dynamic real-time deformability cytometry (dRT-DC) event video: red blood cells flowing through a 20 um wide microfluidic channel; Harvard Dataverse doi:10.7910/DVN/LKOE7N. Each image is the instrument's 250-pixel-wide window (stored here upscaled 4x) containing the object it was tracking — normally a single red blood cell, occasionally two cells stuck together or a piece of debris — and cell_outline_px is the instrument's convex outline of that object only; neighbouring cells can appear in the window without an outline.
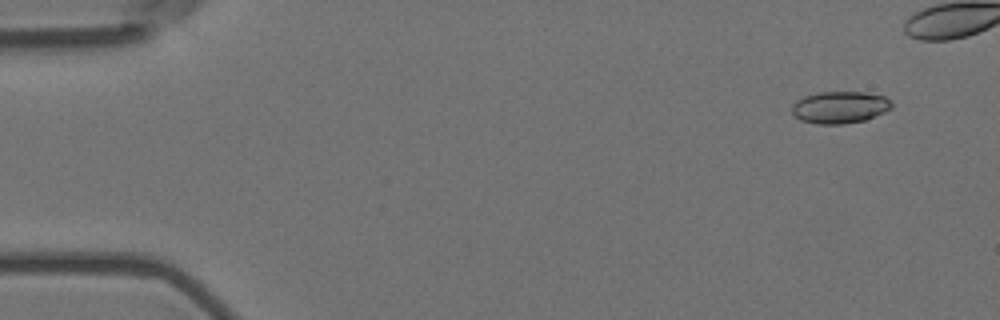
{"species": "Egyptian fruit bat (a non-hibernating species)", "species_latin": "Rousettus aegyptiacus", "temperature_condition": "room temperature", "stored_images_in_passage": 16, "camera_frame_rate_fps": 3000, "um_per_image_px": 0.085, "animal": {"sex": "female"}, "frame": {"image": 1, "passage_image": 1, "time_ms": 0.0, "image_size_px": [1000, 320], "cell_outline_px": [[892, 108], [884, 112], [864, 120], [844, 124], [816, 124], [800, 120], [792, 112], [792, 104], [796, 100], [804, 96], [820, 92], [864, 92], [884, 96], [892, 104]], "centroid_in_image_um": [71.36, 9.12], "position_along_channel_um": 13.6, "area_um2": 18.55}}
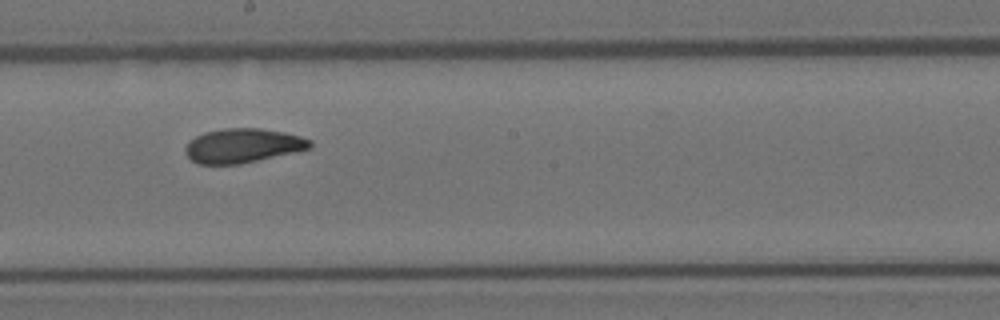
{"frame": {"image": 2, "passage_image": 10, "time_ms": 3.0, "image_size_px": [1000, 320], "cell_outline_px": [[312, 148], [240, 164], [196, 164], [184, 152], [184, 148], [196, 136], [204, 132], [224, 128], [260, 128], [284, 132], [300, 136], [312, 140]], "centroid_in_image_um": [20.64, 12.38], "position_along_channel_um": 227.6, "area_um2": 24.85}}
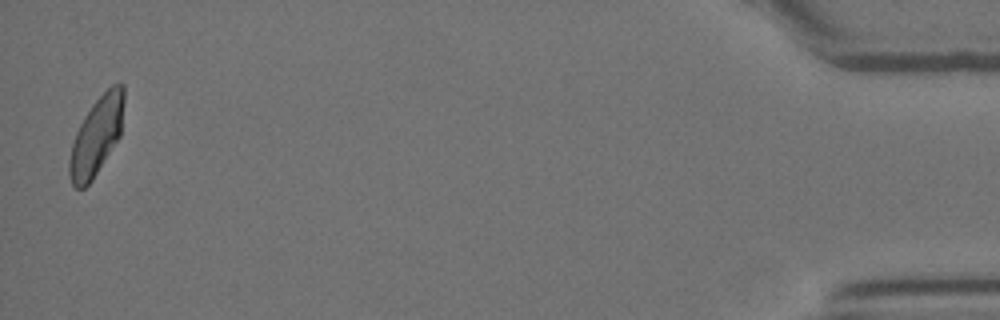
{"frame": {"image": 3, "passage_image": 16, "time_ms": 5.0, "image_size_px": [1000, 320], "cell_outline_px": [[124, 100], [120, 136], [92, 180], [84, 188], [76, 188], [72, 184], [68, 172], [68, 160], [72, 144], [76, 132], [84, 116], [92, 104], [112, 84], [124, 84]], "centroid_in_image_um": [8.19, 11.57], "position_along_channel_um": 427.0, "area_um2": 24.62}}